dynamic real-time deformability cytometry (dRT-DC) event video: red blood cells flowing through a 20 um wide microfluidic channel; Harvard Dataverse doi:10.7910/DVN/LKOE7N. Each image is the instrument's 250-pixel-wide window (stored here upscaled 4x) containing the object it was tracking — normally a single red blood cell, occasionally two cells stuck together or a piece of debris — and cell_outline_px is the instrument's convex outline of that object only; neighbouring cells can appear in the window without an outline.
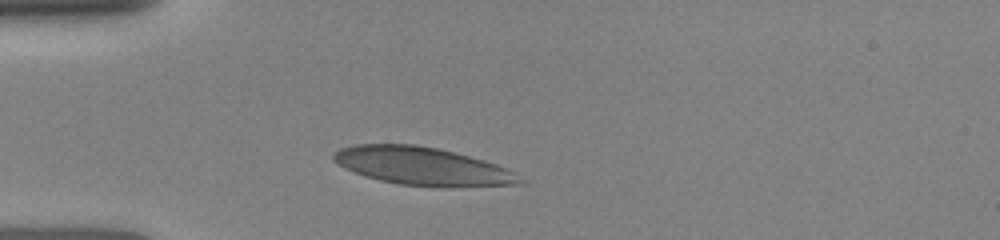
{"species": "human", "species_latin": "Homo sapiens", "temperature_condition": "room temperature", "stored_images_in_passage": 17, "camera_frame_rate_fps": 3000, "um_per_image_px": 0.085, "donor": {"sex": "female"}, "frame": {"image": 1, "passage_image": 3, "time_ms": 1.667, "image_size_px": [1000, 240], "cell_outline_px": [[528, 184], [400, 184], [380, 180], [364, 176], [344, 168], [332, 160], [332, 152], [340, 148], [356, 144], [416, 144], [436, 148], [484, 160], [496, 164], [512, 172], [524, 180]], "centroid_in_image_um": [35.75, 14.07], "position_along_channel_um": 49.2, "area_um2": 39.65}}
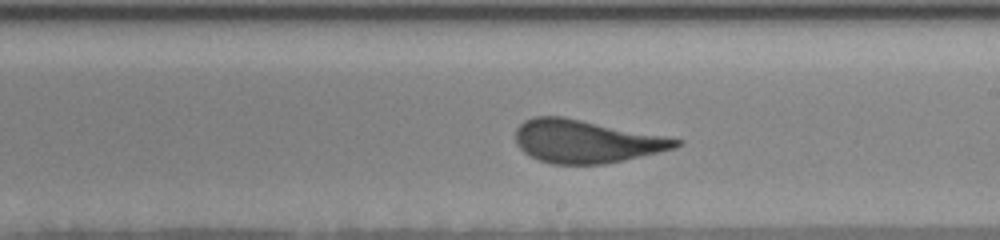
{"frame": {"image": 2, "passage_image": 11, "time_ms": 6.667, "image_size_px": [1000, 240], "cell_outline_px": [[684, 140], [676, 148], [624, 160], [604, 164], [552, 164], [540, 160], [524, 152], [516, 144], [516, 128], [524, 120], [532, 116], [564, 116]], "centroid_in_image_um": [49.79, 12.01], "position_along_channel_um": 239.2, "area_um2": 40.06}}
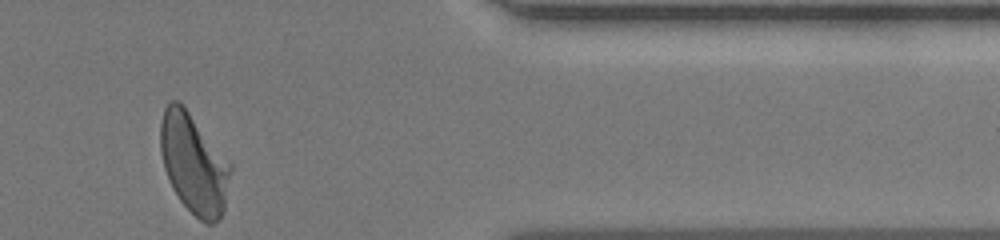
{"frame": {"image": 3, "passage_image": 17, "time_ms": 11.0, "image_size_px": [1000, 240], "cell_outline_px": [[232, 168], [224, 212], [220, 220], [212, 224], [208, 224], [200, 220], [180, 200], [172, 188], [164, 168], [160, 152], [160, 124], [164, 108], [172, 100], [176, 100], [188, 112], [232, 164]], "centroid_in_image_um": [16.48, 13.97], "position_along_channel_um": 394.9, "area_um2": 40.52}}